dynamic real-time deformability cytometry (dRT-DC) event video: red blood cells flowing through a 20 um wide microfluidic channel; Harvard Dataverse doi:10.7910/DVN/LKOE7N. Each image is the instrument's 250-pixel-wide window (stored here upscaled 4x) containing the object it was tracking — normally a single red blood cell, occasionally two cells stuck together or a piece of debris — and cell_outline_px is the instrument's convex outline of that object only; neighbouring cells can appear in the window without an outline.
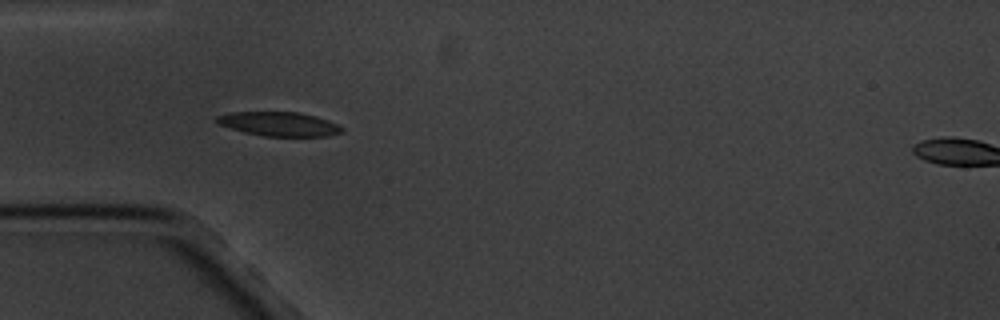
{"species": "common noctule bat (a hibernating species)", "species_latin": "Nyctalus noctula", "temperature_condition": "cold", "stored_images_in_passage": 5, "camera_frame_rate_fps": 3000, "um_per_image_px": 0.085, "animal": {"sex": "male", "body_mass_g": 20.1, "forearm_length_mm": 53.5}, "frame": {"image": 1, "passage_image": 4, "time_ms": 3.667, "image_size_px": [1000, 320], "cell_outline_px": [[344, 132], [328, 136], [264, 136], [244, 132], [220, 124], [216, 120], [216, 116], [232, 112], [300, 112], [316, 116], [328, 120], [344, 128]], "centroid_in_image_um": [23.77, 10.54], "position_along_channel_um": 61.2, "area_um2": 17.51}}
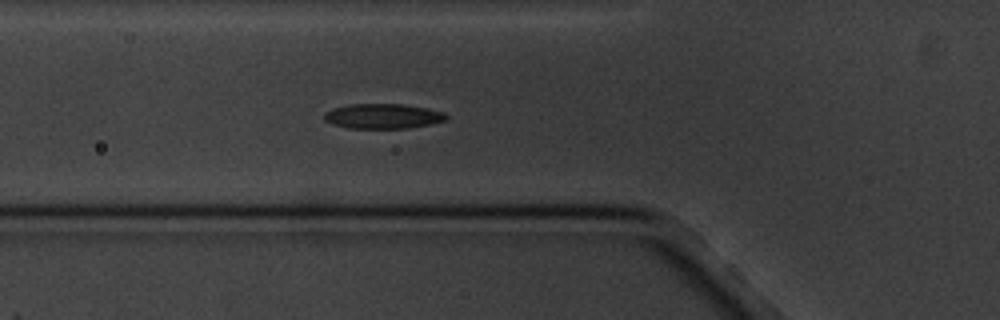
{"frame": {"image": 2, "passage_image": 5, "time_ms": 4.667, "image_size_px": [1000, 320], "cell_outline_px": [[448, 116], [444, 120], [428, 124], [408, 128], [348, 128], [332, 124], [324, 120], [324, 112], [332, 108], [348, 104], [404, 104], [444, 112]], "centroid_in_image_um": [32.48, 9.87], "position_along_channel_um": 93.3, "area_um2": 17.63}}